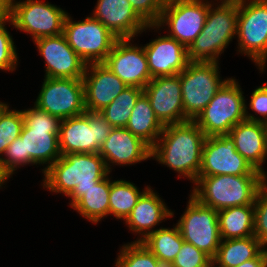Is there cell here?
<instances>
[{"mask_svg":"<svg viewBox=\"0 0 267 267\" xmlns=\"http://www.w3.org/2000/svg\"><path fill=\"white\" fill-rule=\"evenodd\" d=\"M112 129L98 112L85 111L81 115L61 120L58 134L61 155L99 153Z\"/></svg>","mask_w":267,"mask_h":267,"instance_id":"cell-9","label":"cell"},{"mask_svg":"<svg viewBox=\"0 0 267 267\" xmlns=\"http://www.w3.org/2000/svg\"><path fill=\"white\" fill-rule=\"evenodd\" d=\"M143 93L149 99L156 117L163 125L190 121L184 115L178 75L152 78L144 87Z\"/></svg>","mask_w":267,"mask_h":267,"instance_id":"cell-17","label":"cell"},{"mask_svg":"<svg viewBox=\"0 0 267 267\" xmlns=\"http://www.w3.org/2000/svg\"><path fill=\"white\" fill-rule=\"evenodd\" d=\"M92 17L119 39H133L148 28L150 30V25L135 12L128 0H97Z\"/></svg>","mask_w":267,"mask_h":267,"instance_id":"cell-20","label":"cell"},{"mask_svg":"<svg viewBox=\"0 0 267 267\" xmlns=\"http://www.w3.org/2000/svg\"><path fill=\"white\" fill-rule=\"evenodd\" d=\"M254 205H243L218 211L221 240L254 236Z\"/></svg>","mask_w":267,"mask_h":267,"instance_id":"cell-27","label":"cell"},{"mask_svg":"<svg viewBox=\"0 0 267 267\" xmlns=\"http://www.w3.org/2000/svg\"><path fill=\"white\" fill-rule=\"evenodd\" d=\"M189 196L186 211L176 224L184 242L193 244L213 259L221 242L218 212Z\"/></svg>","mask_w":267,"mask_h":267,"instance_id":"cell-13","label":"cell"},{"mask_svg":"<svg viewBox=\"0 0 267 267\" xmlns=\"http://www.w3.org/2000/svg\"><path fill=\"white\" fill-rule=\"evenodd\" d=\"M67 12L42 0H8L9 24L32 36L33 41L63 33Z\"/></svg>","mask_w":267,"mask_h":267,"instance_id":"cell-8","label":"cell"},{"mask_svg":"<svg viewBox=\"0 0 267 267\" xmlns=\"http://www.w3.org/2000/svg\"><path fill=\"white\" fill-rule=\"evenodd\" d=\"M169 267H212V259L193 244L183 242Z\"/></svg>","mask_w":267,"mask_h":267,"instance_id":"cell-35","label":"cell"},{"mask_svg":"<svg viewBox=\"0 0 267 267\" xmlns=\"http://www.w3.org/2000/svg\"><path fill=\"white\" fill-rule=\"evenodd\" d=\"M266 176H198L191 192L201 204L217 212L226 208L254 205Z\"/></svg>","mask_w":267,"mask_h":267,"instance_id":"cell-5","label":"cell"},{"mask_svg":"<svg viewBox=\"0 0 267 267\" xmlns=\"http://www.w3.org/2000/svg\"><path fill=\"white\" fill-rule=\"evenodd\" d=\"M262 250L263 245L255 236L221 240L212 267H236L255 258Z\"/></svg>","mask_w":267,"mask_h":267,"instance_id":"cell-26","label":"cell"},{"mask_svg":"<svg viewBox=\"0 0 267 267\" xmlns=\"http://www.w3.org/2000/svg\"><path fill=\"white\" fill-rule=\"evenodd\" d=\"M99 154L104 159L108 171L111 172L110 166L113 164L125 166L151 159V148L127 128L113 127L101 145Z\"/></svg>","mask_w":267,"mask_h":267,"instance_id":"cell-21","label":"cell"},{"mask_svg":"<svg viewBox=\"0 0 267 267\" xmlns=\"http://www.w3.org/2000/svg\"><path fill=\"white\" fill-rule=\"evenodd\" d=\"M265 176L237 151L229 135L206 137L198 176Z\"/></svg>","mask_w":267,"mask_h":267,"instance_id":"cell-15","label":"cell"},{"mask_svg":"<svg viewBox=\"0 0 267 267\" xmlns=\"http://www.w3.org/2000/svg\"><path fill=\"white\" fill-rule=\"evenodd\" d=\"M211 4L208 0H165L158 22L150 28L167 26V35L188 48L202 31Z\"/></svg>","mask_w":267,"mask_h":267,"instance_id":"cell-12","label":"cell"},{"mask_svg":"<svg viewBox=\"0 0 267 267\" xmlns=\"http://www.w3.org/2000/svg\"><path fill=\"white\" fill-rule=\"evenodd\" d=\"M174 212L168 209L161 197L149 187L139 198L137 204L126 218L127 227L135 234L141 236L134 242L143 241L156 229L155 226L163 220L173 217Z\"/></svg>","mask_w":267,"mask_h":267,"instance_id":"cell-24","label":"cell"},{"mask_svg":"<svg viewBox=\"0 0 267 267\" xmlns=\"http://www.w3.org/2000/svg\"><path fill=\"white\" fill-rule=\"evenodd\" d=\"M206 136L194 121L164 125L151 148V158L195 183L201 167ZM181 174V175H180Z\"/></svg>","mask_w":267,"mask_h":267,"instance_id":"cell-2","label":"cell"},{"mask_svg":"<svg viewBox=\"0 0 267 267\" xmlns=\"http://www.w3.org/2000/svg\"><path fill=\"white\" fill-rule=\"evenodd\" d=\"M135 12L148 24L155 25L162 13L165 0H128Z\"/></svg>","mask_w":267,"mask_h":267,"instance_id":"cell-38","label":"cell"},{"mask_svg":"<svg viewBox=\"0 0 267 267\" xmlns=\"http://www.w3.org/2000/svg\"><path fill=\"white\" fill-rule=\"evenodd\" d=\"M8 0H0V20L7 16Z\"/></svg>","mask_w":267,"mask_h":267,"instance_id":"cell-40","label":"cell"},{"mask_svg":"<svg viewBox=\"0 0 267 267\" xmlns=\"http://www.w3.org/2000/svg\"><path fill=\"white\" fill-rule=\"evenodd\" d=\"M5 104H6L5 102H1V101H0V109H1Z\"/></svg>","mask_w":267,"mask_h":267,"instance_id":"cell-43","label":"cell"},{"mask_svg":"<svg viewBox=\"0 0 267 267\" xmlns=\"http://www.w3.org/2000/svg\"><path fill=\"white\" fill-rule=\"evenodd\" d=\"M125 128L139 137L150 148L158 141L164 125L156 117L150 101L144 93L136 101Z\"/></svg>","mask_w":267,"mask_h":267,"instance_id":"cell-25","label":"cell"},{"mask_svg":"<svg viewBox=\"0 0 267 267\" xmlns=\"http://www.w3.org/2000/svg\"><path fill=\"white\" fill-rule=\"evenodd\" d=\"M254 215V236L263 244L267 240V179L258 190Z\"/></svg>","mask_w":267,"mask_h":267,"instance_id":"cell-36","label":"cell"},{"mask_svg":"<svg viewBox=\"0 0 267 267\" xmlns=\"http://www.w3.org/2000/svg\"><path fill=\"white\" fill-rule=\"evenodd\" d=\"M23 126L22 110H10L8 104L0 109V159L7 147L20 136Z\"/></svg>","mask_w":267,"mask_h":267,"instance_id":"cell-33","label":"cell"},{"mask_svg":"<svg viewBox=\"0 0 267 267\" xmlns=\"http://www.w3.org/2000/svg\"><path fill=\"white\" fill-rule=\"evenodd\" d=\"M115 267H165L142 242L124 244Z\"/></svg>","mask_w":267,"mask_h":267,"instance_id":"cell-32","label":"cell"},{"mask_svg":"<svg viewBox=\"0 0 267 267\" xmlns=\"http://www.w3.org/2000/svg\"><path fill=\"white\" fill-rule=\"evenodd\" d=\"M143 94V89L127 86L108 106L98 113L112 127H126L136 101Z\"/></svg>","mask_w":267,"mask_h":267,"instance_id":"cell-31","label":"cell"},{"mask_svg":"<svg viewBox=\"0 0 267 267\" xmlns=\"http://www.w3.org/2000/svg\"><path fill=\"white\" fill-rule=\"evenodd\" d=\"M8 22V15L0 20V70L13 72L18 65V53L13 38L5 27Z\"/></svg>","mask_w":267,"mask_h":267,"instance_id":"cell-34","label":"cell"},{"mask_svg":"<svg viewBox=\"0 0 267 267\" xmlns=\"http://www.w3.org/2000/svg\"><path fill=\"white\" fill-rule=\"evenodd\" d=\"M250 99L249 108L245 105L246 120L258 121L267 124V82L254 89ZM247 108L252 109L255 115L258 113L262 117L259 118L257 115L254 116L253 114H249Z\"/></svg>","mask_w":267,"mask_h":267,"instance_id":"cell-37","label":"cell"},{"mask_svg":"<svg viewBox=\"0 0 267 267\" xmlns=\"http://www.w3.org/2000/svg\"><path fill=\"white\" fill-rule=\"evenodd\" d=\"M9 180L7 178V176L2 172L1 170V166H0V188L2 187V185L7 181Z\"/></svg>","mask_w":267,"mask_h":267,"instance_id":"cell-41","label":"cell"},{"mask_svg":"<svg viewBox=\"0 0 267 267\" xmlns=\"http://www.w3.org/2000/svg\"><path fill=\"white\" fill-rule=\"evenodd\" d=\"M34 106L60 120L83 114L86 111L83 79L45 77Z\"/></svg>","mask_w":267,"mask_h":267,"instance_id":"cell-14","label":"cell"},{"mask_svg":"<svg viewBox=\"0 0 267 267\" xmlns=\"http://www.w3.org/2000/svg\"><path fill=\"white\" fill-rule=\"evenodd\" d=\"M82 79L88 112L101 111L127 87L104 63L88 64Z\"/></svg>","mask_w":267,"mask_h":267,"instance_id":"cell-19","label":"cell"},{"mask_svg":"<svg viewBox=\"0 0 267 267\" xmlns=\"http://www.w3.org/2000/svg\"><path fill=\"white\" fill-rule=\"evenodd\" d=\"M141 242L165 267H169L184 240L176 224L172 229L163 227L156 229Z\"/></svg>","mask_w":267,"mask_h":267,"instance_id":"cell-29","label":"cell"},{"mask_svg":"<svg viewBox=\"0 0 267 267\" xmlns=\"http://www.w3.org/2000/svg\"><path fill=\"white\" fill-rule=\"evenodd\" d=\"M236 267H267V257L262 250L255 258L245 261Z\"/></svg>","mask_w":267,"mask_h":267,"instance_id":"cell-39","label":"cell"},{"mask_svg":"<svg viewBox=\"0 0 267 267\" xmlns=\"http://www.w3.org/2000/svg\"><path fill=\"white\" fill-rule=\"evenodd\" d=\"M143 48L151 78L178 75L190 62L187 47L168 35L158 36Z\"/></svg>","mask_w":267,"mask_h":267,"instance_id":"cell-22","label":"cell"},{"mask_svg":"<svg viewBox=\"0 0 267 267\" xmlns=\"http://www.w3.org/2000/svg\"><path fill=\"white\" fill-rule=\"evenodd\" d=\"M263 245V252H264V255L267 257V240L262 244Z\"/></svg>","mask_w":267,"mask_h":267,"instance_id":"cell-42","label":"cell"},{"mask_svg":"<svg viewBox=\"0 0 267 267\" xmlns=\"http://www.w3.org/2000/svg\"><path fill=\"white\" fill-rule=\"evenodd\" d=\"M149 188L145 187L142 192L134 183L126 180H112L109 195V215L125 221L132 209L137 204L141 195Z\"/></svg>","mask_w":267,"mask_h":267,"instance_id":"cell-30","label":"cell"},{"mask_svg":"<svg viewBox=\"0 0 267 267\" xmlns=\"http://www.w3.org/2000/svg\"><path fill=\"white\" fill-rule=\"evenodd\" d=\"M21 134L6 149L0 159L2 172L9 179L20 166L48 164L42 173L62 155L59 148L61 120L36 106L24 109Z\"/></svg>","mask_w":267,"mask_h":267,"instance_id":"cell-1","label":"cell"},{"mask_svg":"<svg viewBox=\"0 0 267 267\" xmlns=\"http://www.w3.org/2000/svg\"><path fill=\"white\" fill-rule=\"evenodd\" d=\"M109 174L95 186L83 191V196L72 206L79 215L92 223H98L109 215L111 180Z\"/></svg>","mask_w":267,"mask_h":267,"instance_id":"cell-28","label":"cell"},{"mask_svg":"<svg viewBox=\"0 0 267 267\" xmlns=\"http://www.w3.org/2000/svg\"><path fill=\"white\" fill-rule=\"evenodd\" d=\"M219 63L189 62L180 77L184 115L193 121L229 79L220 77Z\"/></svg>","mask_w":267,"mask_h":267,"instance_id":"cell-10","label":"cell"},{"mask_svg":"<svg viewBox=\"0 0 267 267\" xmlns=\"http://www.w3.org/2000/svg\"><path fill=\"white\" fill-rule=\"evenodd\" d=\"M237 37V51L263 72L267 62V0H238Z\"/></svg>","mask_w":267,"mask_h":267,"instance_id":"cell-7","label":"cell"},{"mask_svg":"<svg viewBox=\"0 0 267 267\" xmlns=\"http://www.w3.org/2000/svg\"><path fill=\"white\" fill-rule=\"evenodd\" d=\"M218 3L209 6L202 31L187 48L190 62L219 63V55L237 35L238 0Z\"/></svg>","mask_w":267,"mask_h":267,"instance_id":"cell-4","label":"cell"},{"mask_svg":"<svg viewBox=\"0 0 267 267\" xmlns=\"http://www.w3.org/2000/svg\"><path fill=\"white\" fill-rule=\"evenodd\" d=\"M45 60L47 78H83L87 64L70 47L63 34L34 40Z\"/></svg>","mask_w":267,"mask_h":267,"instance_id":"cell-18","label":"cell"},{"mask_svg":"<svg viewBox=\"0 0 267 267\" xmlns=\"http://www.w3.org/2000/svg\"><path fill=\"white\" fill-rule=\"evenodd\" d=\"M72 19L67 14L62 33L70 47L87 65L103 63L119 38L92 16Z\"/></svg>","mask_w":267,"mask_h":267,"instance_id":"cell-11","label":"cell"},{"mask_svg":"<svg viewBox=\"0 0 267 267\" xmlns=\"http://www.w3.org/2000/svg\"><path fill=\"white\" fill-rule=\"evenodd\" d=\"M240 87L235 78H229L193 120L206 137L228 135L236 124L246 120V100Z\"/></svg>","mask_w":267,"mask_h":267,"instance_id":"cell-6","label":"cell"},{"mask_svg":"<svg viewBox=\"0 0 267 267\" xmlns=\"http://www.w3.org/2000/svg\"><path fill=\"white\" fill-rule=\"evenodd\" d=\"M130 38L118 39L104 64L127 86L144 89L152 79L143 46L132 44Z\"/></svg>","mask_w":267,"mask_h":267,"instance_id":"cell-16","label":"cell"},{"mask_svg":"<svg viewBox=\"0 0 267 267\" xmlns=\"http://www.w3.org/2000/svg\"><path fill=\"white\" fill-rule=\"evenodd\" d=\"M110 172L99 153H70L62 155L44 171L43 188L62 193L71 199L72 207L83 191L95 186Z\"/></svg>","mask_w":267,"mask_h":267,"instance_id":"cell-3","label":"cell"},{"mask_svg":"<svg viewBox=\"0 0 267 267\" xmlns=\"http://www.w3.org/2000/svg\"><path fill=\"white\" fill-rule=\"evenodd\" d=\"M228 135L234 141L236 151L267 177L262 166L267 159V124L244 120L236 124Z\"/></svg>","mask_w":267,"mask_h":267,"instance_id":"cell-23","label":"cell"}]
</instances>
